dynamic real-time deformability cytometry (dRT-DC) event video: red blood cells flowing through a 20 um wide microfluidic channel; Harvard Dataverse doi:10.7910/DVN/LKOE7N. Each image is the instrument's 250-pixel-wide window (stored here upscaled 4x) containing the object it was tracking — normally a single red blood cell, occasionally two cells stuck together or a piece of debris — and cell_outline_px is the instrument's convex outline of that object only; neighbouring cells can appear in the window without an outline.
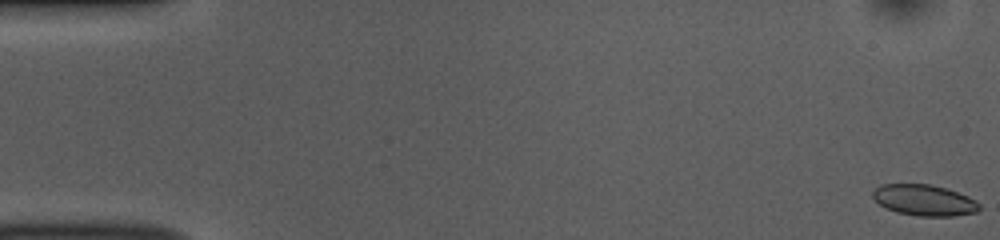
{"species": "common noctule bat (a hibernating species)", "species_latin": "Nyctalus noctula", "temperature_condition": "room temperature", "stored_images_in_passage": 52, "camera_frame_rate_fps": 3000, "um_per_image_px": 0.085, "animal": {"sex": "female", "body_mass_g": 10.0, "forearm_length_mm": 53.1}, "frame": {"image": 1, "passage_image": 1, "time_ms": 0.0, "image_size_px": [1000, 240], "cell_outline_px": [[980, 208], [976, 212], [952, 216], [916, 216], [896, 212], [880, 204], [872, 196], [872, 192], [880, 184], [932, 184], [968, 196], [976, 200], [980, 204]], "centroid_in_image_um": [78.56, 17.01], "position_along_channel_um": 6.4, "area_um2": 19.19}}
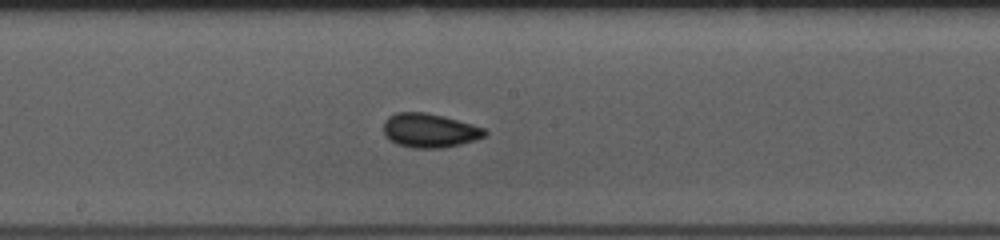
{"frame": {"image": 2, "passage_image": 28, "time_ms": 9.0, "image_size_px": [1000, 240], "cell_outline_px": [[488, 132], [484, 136], [476, 140], [444, 148], [412, 148], [396, 144], [388, 140], [384, 136], [384, 120], [388, 116], [396, 112], [424, 112], [444, 116], [472, 124], [484, 128]], "centroid_in_image_um": [36.48, 11.09], "position_along_channel_um": 211.7, "area_um2": 20.35}}
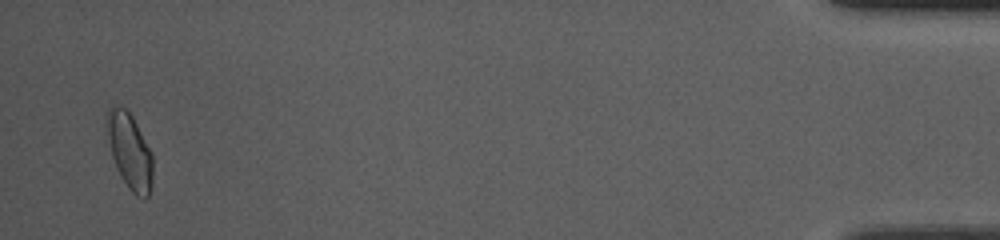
{"frame": {"image": 3, "passage_image": 51, "time_ms": 16.667, "image_size_px": [1000, 240], "cell_outline_px": [[152, 180], [148, 196], [144, 200], [136, 196], [128, 188], [120, 176], [112, 156], [104, 120], [104, 116], [108, 108], [112, 104], [124, 108], [132, 116], [152, 156]], "centroid_in_image_um": [10.98, 12.83], "position_along_channel_um": 424.2, "area_um2": 20.17}, "authors_computed_cell_mechanics": {"area_um2": 19.2763, "velocity_mm_per_s": 3.8484, "shape_relaxation_time_tau1_ms": 2.9725, "shape_relaxation_time_tau2_ms": 1.3189, "deformation_change_tau1": 0.0911, "deformation_change_tau2": 0.0493}}